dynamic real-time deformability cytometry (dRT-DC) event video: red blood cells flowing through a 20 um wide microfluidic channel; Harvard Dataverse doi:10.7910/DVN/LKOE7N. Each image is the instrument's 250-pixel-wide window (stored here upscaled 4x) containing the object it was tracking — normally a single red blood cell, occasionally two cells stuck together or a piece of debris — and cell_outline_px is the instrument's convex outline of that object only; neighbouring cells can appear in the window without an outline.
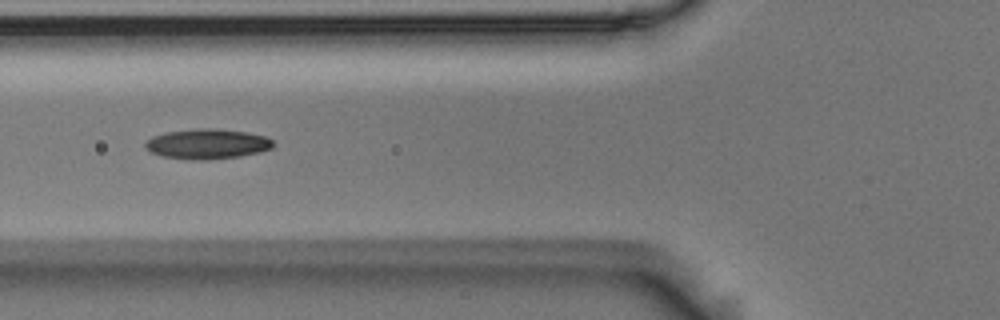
{"species": "Egyptian fruit bat (a non-hibernating species)", "species_latin": "Rousettus aegyptiacus", "temperature_condition": "room temperature", "stored_images_in_passage": 7, "camera_frame_rate_fps": 3000, "um_per_image_px": 0.085, "animal": {"sex": "male"}, "frame": {"image": 1, "passage_image": 5, "time_ms": 1.333, "image_size_px": [1000, 320], "cell_outline_px": [[276, 144], [272, 148], [260, 152], [240, 156], [208, 160], [192, 160], [164, 156], [152, 152], [144, 148], [144, 144], [152, 136], [168, 132], [200, 128], [216, 128], [244, 132], [264, 136], [272, 140]], "centroid_in_image_um": [17.63, 12.24], "position_along_channel_um": 108.2, "area_um2": 22.31}}
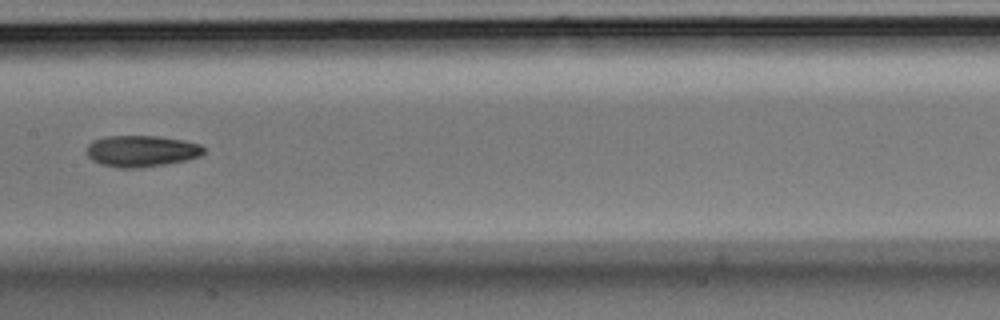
{"frame": {"image": 2, "passage_image": 7, "time_ms": 2.0, "image_size_px": [1000, 320], "cell_outline_px": [[204, 152], [200, 156], [188, 160], [164, 164], [136, 168], [120, 168], [100, 164], [92, 160], [88, 156], [88, 144], [92, 140], [108, 136], [156, 136], [184, 140], [200, 144], [204, 148]], "centroid_in_image_um": [12.03, 12.84], "position_along_channel_um": 195.4, "area_um2": 21.39}}